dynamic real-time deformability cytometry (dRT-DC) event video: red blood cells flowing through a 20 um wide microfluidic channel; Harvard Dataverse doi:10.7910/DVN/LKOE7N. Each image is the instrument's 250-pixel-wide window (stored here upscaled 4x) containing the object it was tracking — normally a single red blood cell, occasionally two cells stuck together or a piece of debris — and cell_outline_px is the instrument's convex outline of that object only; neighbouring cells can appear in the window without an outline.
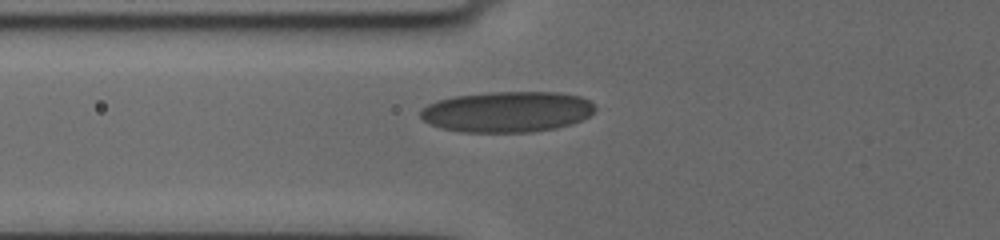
{"species": "human", "species_latin": "Homo sapiens", "temperature_condition": "cold", "stored_images_in_passage": 6, "camera_frame_rate_fps": 3000, "um_per_image_px": 0.085, "donor": {"sex": "female"}, "frame": {"image": 1, "passage_image": 5, "time_ms": 3.0, "image_size_px": [1000, 240], "cell_outline_px": [[596, 108], [588, 116], [572, 124], [556, 128], [528, 132], [460, 132], [444, 128], [432, 124], [424, 120], [420, 116], [420, 108], [428, 104], [452, 96], [492, 92], [560, 92], [580, 96], [588, 100]], "centroid_in_image_um": [43.11, 9.49], "position_along_channel_um": 82.7, "area_um2": 41.38}}